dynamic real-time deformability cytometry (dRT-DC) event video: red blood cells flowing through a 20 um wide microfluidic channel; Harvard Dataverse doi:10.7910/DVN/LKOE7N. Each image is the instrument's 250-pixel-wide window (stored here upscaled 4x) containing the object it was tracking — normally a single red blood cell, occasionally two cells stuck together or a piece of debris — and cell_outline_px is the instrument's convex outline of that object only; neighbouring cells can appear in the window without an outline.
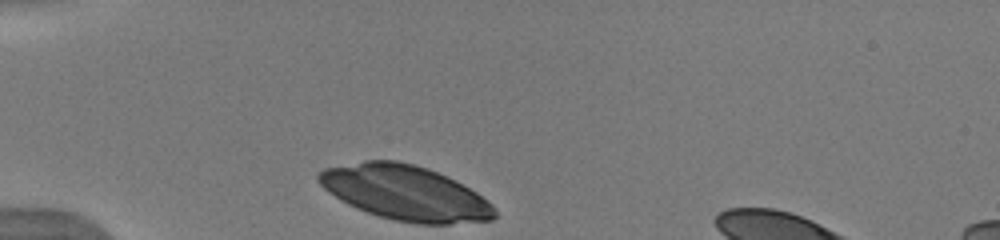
{"species": "human", "species_latin": "Homo sapiens", "temperature_condition": "warm", "stored_images_in_passage": 32, "camera_frame_rate_fps": 3000, "um_per_image_px": 0.085, "donor": {"sex": "male"}, "frame": {"image": 1, "passage_image": 1, "time_ms": 0.0, "image_size_px": [1000, 240], "cell_outline_px": [[496, 216], [492, 220], [448, 224], [416, 224], [392, 220], [356, 208], [340, 200], [328, 192], [316, 180], [316, 176], [324, 168], [364, 160], [396, 160], [428, 168], [456, 180], [476, 192], [492, 204], [496, 208]], "centroid_in_image_um": [34.44, 16.39], "position_along_channel_um": 50.6, "area_um2": 56.36}}
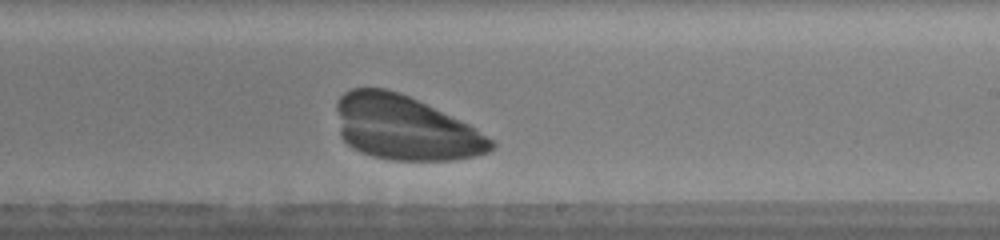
{"frame": {"image": 2, "passage_image": 19, "time_ms": 6.0, "image_size_px": [1000, 240], "cell_outline_px": [[496, 148], [488, 152], [476, 156], [456, 160], [392, 160], [372, 156], [360, 152], [352, 148], [340, 136], [336, 108], [336, 100], [344, 92], [352, 88], [384, 88], [400, 92], [460, 120], [468, 124], [492, 140], [496, 144]], "centroid_in_image_um": [34.4, 10.88], "position_along_channel_um": 254.6, "area_um2": 58.03}}